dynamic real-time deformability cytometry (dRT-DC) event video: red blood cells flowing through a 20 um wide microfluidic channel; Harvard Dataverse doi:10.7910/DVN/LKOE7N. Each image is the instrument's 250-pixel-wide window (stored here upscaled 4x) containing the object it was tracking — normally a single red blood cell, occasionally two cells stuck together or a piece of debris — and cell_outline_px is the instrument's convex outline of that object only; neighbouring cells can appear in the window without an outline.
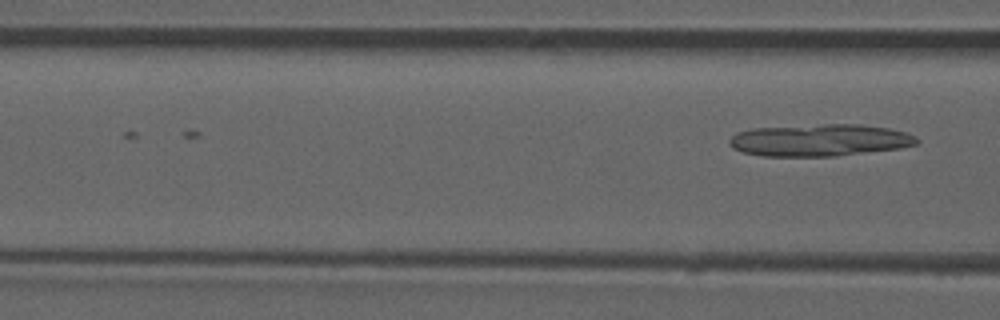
{"species": "common noctule bat (a hibernating species)", "species_latin": "Nyctalus noctula", "temperature_condition": "room temperature", "stored_images_in_passage": 4, "camera_frame_rate_fps": 3000, "um_per_image_px": 0.085, "animal": {"sex": "male", "forearm_length_mm": 52.5}, "frame": {"image": 1, "passage_image": 4, "time_ms": 3.333, "image_size_px": [1000, 320], "cell_outline_px": [[920, 140], [916, 144], [900, 148], [836, 156], [764, 156], [744, 152], [732, 148], [728, 144], [728, 140], [736, 132], [752, 128], [824, 124], [860, 124], [888, 128], [908, 132], [916, 136]], "centroid_in_image_um": [69.68, 11.91], "position_along_channel_um": 96.9, "area_um2": 35.2}}